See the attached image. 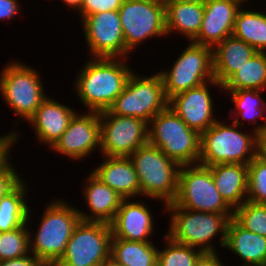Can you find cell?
<instances>
[{
  "label": "cell",
  "instance_id": "cell-14",
  "mask_svg": "<svg viewBox=\"0 0 266 266\" xmlns=\"http://www.w3.org/2000/svg\"><path fill=\"white\" fill-rule=\"evenodd\" d=\"M82 23L90 58H126V44L118 10L88 15Z\"/></svg>",
  "mask_w": 266,
  "mask_h": 266
},
{
  "label": "cell",
  "instance_id": "cell-44",
  "mask_svg": "<svg viewBox=\"0 0 266 266\" xmlns=\"http://www.w3.org/2000/svg\"><path fill=\"white\" fill-rule=\"evenodd\" d=\"M206 0H165V2L204 3Z\"/></svg>",
  "mask_w": 266,
  "mask_h": 266
},
{
  "label": "cell",
  "instance_id": "cell-33",
  "mask_svg": "<svg viewBox=\"0 0 266 266\" xmlns=\"http://www.w3.org/2000/svg\"><path fill=\"white\" fill-rule=\"evenodd\" d=\"M233 218L250 232L266 237V204L247 200L233 211Z\"/></svg>",
  "mask_w": 266,
  "mask_h": 266
},
{
  "label": "cell",
  "instance_id": "cell-2",
  "mask_svg": "<svg viewBox=\"0 0 266 266\" xmlns=\"http://www.w3.org/2000/svg\"><path fill=\"white\" fill-rule=\"evenodd\" d=\"M80 220L77 207L63 199L51 201L36 232L29 228V251L46 266H54L66 253L67 243Z\"/></svg>",
  "mask_w": 266,
  "mask_h": 266
},
{
  "label": "cell",
  "instance_id": "cell-41",
  "mask_svg": "<svg viewBox=\"0 0 266 266\" xmlns=\"http://www.w3.org/2000/svg\"><path fill=\"white\" fill-rule=\"evenodd\" d=\"M258 155L266 160V127L258 133Z\"/></svg>",
  "mask_w": 266,
  "mask_h": 266
},
{
  "label": "cell",
  "instance_id": "cell-37",
  "mask_svg": "<svg viewBox=\"0 0 266 266\" xmlns=\"http://www.w3.org/2000/svg\"><path fill=\"white\" fill-rule=\"evenodd\" d=\"M13 164L0 173V199L12 192L23 181Z\"/></svg>",
  "mask_w": 266,
  "mask_h": 266
},
{
  "label": "cell",
  "instance_id": "cell-38",
  "mask_svg": "<svg viewBox=\"0 0 266 266\" xmlns=\"http://www.w3.org/2000/svg\"><path fill=\"white\" fill-rule=\"evenodd\" d=\"M20 4L17 0H0V20H10L20 14Z\"/></svg>",
  "mask_w": 266,
  "mask_h": 266
},
{
  "label": "cell",
  "instance_id": "cell-16",
  "mask_svg": "<svg viewBox=\"0 0 266 266\" xmlns=\"http://www.w3.org/2000/svg\"><path fill=\"white\" fill-rule=\"evenodd\" d=\"M210 85L222 90V85L214 79L176 94L168 102V106L187 126L199 134H202L218 120L214 115V100L208 89Z\"/></svg>",
  "mask_w": 266,
  "mask_h": 266
},
{
  "label": "cell",
  "instance_id": "cell-23",
  "mask_svg": "<svg viewBox=\"0 0 266 266\" xmlns=\"http://www.w3.org/2000/svg\"><path fill=\"white\" fill-rule=\"evenodd\" d=\"M258 51L248 43L234 37L225 38L213 48L214 79L223 85Z\"/></svg>",
  "mask_w": 266,
  "mask_h": 266
},
{
  "label": "cell",
  "instance_id": "cell-39",
  "mask_svg": "<svg viewBox=\"0 0 266 266\" xmlns=\"http://www.w3.org/2000/svg\"><path fill=\"white\" fill-rule=\"evenodd\" d=\"M0 266H46V265L30 252L26 256L0 261Z\"/></svg>",
  "mask_w": 266,
  "mask_h": 266
},
{
  "label": "cell",
  "instance_id": "cell-4",
  "mask_svg": "<svg viewBox=\"0 0 266 266\" xmlns=\"http://www.w3.org/2000/svg\"><path fill=\"white\" fill-rule=\"evenodd\" d=\"M240 128L234 121L225 124L218 119L201 134L198 164L248 165L258 155V133L253 130L251 133L243 132Z\"/></svg>",
  "mask_w": 266,
  "mask_h": 266
},
{
  "label": "cell",
  "instance_id": "cell-25",
  "mask_svg": "<svg viewBox=\"0 0 266 266\" xmlns=\"http://www.w3.org/2000/svg\"><path fill=\"white\" fill-rule=\"evenodd\" d=\"M165 6L167 36L176 31L193 41L201 29L204 3L165 2Z\"/></svg>",
  "mask_w": 266,
  "mask_h": 266
},
{
  "label": "cell",
  "instance_id": "cell-12",
  "mask_svg": "<svg viewBox=\"0 0 266 266\" xmlns=\"http://www.w3.org/2000/svg\"><path fill=\"white\" fill-rule=\"evenodd\" d=\"M111 238L110 224L80 220L54 266H100L110 256Z\"/></svg>",
  "mask_w": 266,
  "mask_h": 266
},
{
  "label": "cell",
  "instance_id": "cell-5",
  "mask_svg": "<svg viewBox=\"0 0 266 266\" xmlns=\"http://www.w3.org/2000/svg\"><path fill=\"white\" fill-rule=\"evenodd\" d=\"M140 184L141 196L172 203L178 191L180 165L150 143L129 156Z\"/></svg>",
  "mask_w": 266,
  "mask_h": 266
},
{
  "label": "cell",
  "instance_id": "cell-35",
  "mask_svg": "<svg viewBox=\"0 0 266 266\" xmlns=\"http://www.w3.org/2000/svg\"><path fill=\"white\" fill-rule=\"evenodd\" d=\"M124 0H83L80 15V20L86 16L97 14L103 11H117L122 6Z\"/></svg>",
  "mask_w": 266,
  "mask_h": 266
},
{
  "label": "cell",
  "instance_id": "cell-7",
  "mask_svg": "<svg viewBox=\"0 0 266 266\" xmlns=\"http://www.w3.org/2000/svg\"><path fill=\"white\" fill-rule=\"evenodd\" d=\"M41 80L36 69L19 61H11L0 72L1 96L25 122L47 97Z\"/></svg>",
  "mask_w": 266,
  "mask_h": 266
},
{
  "label": "cell",
  "instance_id": "cell-31",
  "mask_svg": "<svg viewBox=\"0 0 266 266\" xmlns=\"http://www.w3.org/2000/svg\"><path fill=\"white\" fill-rule=\"evenodd\" d=\"M31 208H29L27 223L22 227L11 231L0 232V261L10 260L26 256L29 251V219H31ZM28 224V225H27Z\"/></svg>",
  "mask_w": 266,
  "mask_h": 266
},
{
  "label": "cell",
  "instance_id": "cell-32",
  "mask_svg": "<svg viewBox=\"0 0 266 266\" xmlns=\"http://www.w3.org/2000/svg\"><path fill=\"white\" fill-rule=\"evenodd\" d=\"M166 247L158 249L157 266H195L201 250L180 244L164 236Z\"/></svg>",
  "mask_w": 266,
  "mask_h": 266
},
{
  "label": "cell",
  "instance_id": "cell-21",
  "mask_svg": "<svg viewBox=\"0 0 266 266\" xmlns=\"http://www.w3.org/2000/svg\"><path fill=\"white\" fill-rule=\"evenodd\" d=\"M104 161L92 172L124 199L141 195L140 184L129 157L102 156Z\"/></svg>",
  "mask_w": 266,
  "mask_h": 266
},
{
  "label": "cell",
  "instance_id": "cell-11",
  "mask_svg": "<svg viewBox=\"0 0 266 266\" xmlns=\"http://www.w3.org/2000/svg\"><path fill=\"white\" fill-rule=\"evenodd\" d=\"M118 12L126 44V58L146 39L167 36L165 2L124 0Z\"/></svg>",
  "mask_w": 266,
  "mask_h": 266
},
{
  "label": "cell",
  "instance_id": "cell-28",
  "mask_svg": "<svg viewBox=\"0 0 266 266\" xmlns=\"http://www.w3.org/2000/svg\"><path fill=\"white\" fill-rule=\"evenodd\" d=\"M266 90V52H257L223 85L222 90Z\"/></svg>",
  "mask_w": 266,
  "mask_h": 266
},
{
  "label": "cell",
  "instance_id": "cell-20",
  "mask_svg": "<svg viewBox=\"0 0 266 266\" xmlns=\"http://www.w3.org/2000/svg\"><path fill=\"white\" fill-rule=\"evenodd\" d=\"M85 179L84 182L87 184L83 187V198H85L87 209L90 212L87 214L78 209L80 219L110 224L124 198L104 184L93 172Z\"/></svg>",
  "mask_w": 266,
  "mask_h": 266
},
{
  "label": "cell",
  "instance_id": "cell-29",
  "mask_svg": "<svg viewBox=\"0 0 266 266\" xmlns=\"http://www.w3.org/2000/svg\"><path fill=\"white\" fill-rule=\"evenodd\" d=\"M232 35L248 43L258 52H266V16L264 12L240 8L235 17Z\"/></svg>",
  "mask_w": 266,
  "mask_h": 266
},
{
  "label": "cell",
  "instance_id": "cell-45",
  "mask_svg": "<svg viewBox=\"0 0 266 266\" xmlns=\"http://www.w3.org/2000/svg\"><path fill=\"white\" fill-rule=\"evenodd\" d=\"M242 5L244 4V3H247L246 1H249V0H238Z\"/></svg>",
  "mask_w": 266,
  "mask_h": 266
},
{
  "label": "cell",
  "instance_id": "cell-42",
  "mask_svg": "<svg viewBox=\"0 0 266 266\" xmlns=\"http://www.w3.org/2000/svg\"><path fill=\"white\" fill-rule=\"evenodd\" d=\"M63 4H65L68 8H72L73 11L79 13L81 11L83 0H60Z\"/></svg>",
  "mask_w": 266,
  "mask_h": 266
},
{
  "label": "cell",
  "instance_id": "cell-10",
  "mask_svg": "<svg viewBox=\"0 0 266 266\" xmlns=\"http://www.w3.org/2000/svg\"><path fill=\"white\" fill-rule=\"evenodd\" d=\"M188 44L169 71H158L168 100L176 94L214 80L213 49L192 41Z\"/></svg>",
  "mask_w": 266,
  "mask_h": 266
},
{
  "label": "cell",
  "instance_id": "cell-36",
  "mask_svg": "<svg viewBox=\"0 0 266 266\" xmlns=\"http://www.w3.org/2000/svg\"><path fill=\"white\" fill-rule=\"evenodd\" d=\"M20 136L15 130L0 136V173L6 171L12 165L9 162L11 160L9 159L11 156L10 152L15 144H17Z\"/></svg>",
  "mask_w": 266,
  "mask_h": 266
},
{
  "label": "cell",
  "instance_id": "cell-17",
  "mask_svg": "<svg viewBox=\"0 0 266 266\" xmlns=\"http://www.w3.org/2000/svg\"><path fill=\"white\" fill-rule=\"evenodd\" d=\"M243 6L238 0H206L201 29L192 42L213 49L233 34L236 14Z\"/></svg>",
  "mask_w": 266,
  "mask_h": 266
},
{
  "label": "cell",
  "instance_id": "cell-9",
  "mask_svg": "<svg viewBox=\"0 0 266 266\" xmlns=\"http://www.w3.org/2000/svg\"><path fill=\"white\" fill-rule=\"evenodd\" d=\"M173 203L188 210L233 215L214 185L211 170L200 164L180 166Z\"/></svg>",
  "mask_w": 266,
  "mask_h": 266
},
{
  "label": "cell",
  "instance_id": "cell-18",
  "mask_svg": "<svg viewBox=\"0 0 266 266\" xmlns=\"http://www.w3.org/2000/svg\"><path fill=\"white\" fill-rule=\"evenodd\" d=\"M146 204L143 201L124 199L110 223L112 238L152 242L148 237L154 234V216Z\"/></svg>",
  "mask_w": 266,
  "mask_h": 266
},
{
  "label": "cell",
  "instance_id": "cell-15",
  "mask_svg": "<svg viewBox=\"0 0 266 266\" xmlns=\"http://www.w3.org/2000/svg\"><path fill=\"white\" fill-rule=\"evenodd\" d=\"M51 149L76 161L84 160L96 149L100 150L99 112H76L66 131Z\"/></svg>",
  "mask_w": 266,
  "mask_h": 266
},
{
  "label": "cell",
  "instance_id": "cell-22",
  "mask_svg": "<svg viewBox=\"0 0 266 266\" xmlns=\"http://www.w3.org/2000/svg\"><path fill=\"white\" fill-rule=\"evenodd\" d=\"M207 167L217 191L233 211L247 201L248 165L227 163Z\"/></svg>",
  "mask_w": 266,
  "mask_h": 266
},
{
  "label": "cell",
  "instance_id": "cell-27",
  "mask_svg": "<svg viewBox=\"0 0 266 266\" xmlns=\"http://www.w3.org/2000/svg\"><path fill=\"white\" fill-rule=\"evenodd\" d=\"M158 248L153 242L111 238L110 256L123 266H157Z\"/></svg>",
  "mask_w": 266,
  "mask_h": 266
},
{
  "label": "cell",
  "instance_id": "cell-43",
  "mask_svg": "<svg viewBox=\"0 0 266 266\" xmlns=\"http://www.w3.org/2000/svg\"><path fill=\"white\" fill-rule=\"evenodd\" d=\"M100 266H123L120 262L116 261L113 257L109 256Z\"/></svg>",
  "mask_w": 266,
  "mask_h": 266
},
{
  "label": "cell",
  "instance_id": "cell-26",
  "mask_svg": "<svg viewBox=\"0 0 266 266\" xmlns=\"http://www.w3.org/2000/svg\"><path fill=\"white\" fill-rule=\"evenodd\" d=\"M228 94L232 97L233 104L235 105L234 111L230 110L229 116L233 119L234 123L237 125H241V121H239V118H241L244 123L245 120L248 121V123H253L254 125L261 118L262 120L266 119V100L261 97L262 91L260 90H251V89H245V90H234V91H226ZM236 110V111H235ZM233 114V115H230ZM236 115H235V114ZM257 126H253V130L256 133H260L265 127H266V121L262 124H256Z\"/></svg>",
  "mask_w": 266,
  "mask_h": 266
},
{
  "label": "cell",
  "instance_id": "cell-1",
  "mask_svg": "<svg viewBox=\"0 0 266 266\" xmlns=\"http://www.w3.org/2000/svg\"><path fill=\"white\" fill-rule=\"evenodd\" d=\"M77 73L74 90L87 111L108 110L133 73L127 58H89ZM125 60V61H124Z\"/></svg>",
  "mask_w": 266,
  "mask_h": 266
},
{
  "label": "cell",
  "instance_id": "cell-19",
  "mask_svg": "<svg viewBox=\"0 0 266 266\" xmlns=\"http://www.w3.org/2000/svg\"><path fill=\"white\" fill-rule=\"evenodd\" d=\"M76 112L47 95L27 123L35 130L36 139L52 148L66 131Z\"/></svg>",
  "mask_w": 266,
  "mask_h": 266
},
{
  "label": "cell",
  "instance_id": "cell-3",
  "mask_svg": "<svg viewBox=\"0 0 266 266\" xmlns=\"http://www.w3.org/2000/svg\"><path fill=\"white\" fill-rule=\"evenodd\" d=\"M164 212L170 214L167 236L174 242L197 248L202 252H216L213 243L218 236V244L224 248L227 228L233 215L206 213L176 206L173 202L163 205Z\"/></svg>",
  "mask_w": 266,
  "mask_h": 266
},
{
  "label": "cell",
  "instance_id": "cell-8",
  "mask_svg": "<svg viewBox=\"0 0 266 266\" xmlns=\"http://www.w3.org/2000/svg\"><path fill=\"white\" fill-rule=\"evenodd\" d=\"M134 72L108 110L112 114L135 117L149 124L157 113L168 107L169 100L159 73L143 77Z\"/></svg>",
  "mask_w": 266,
  "mask_h": 266
},
{
  "label": "cell",
  "instance_id": "cell-13",
  "mask_svg": "<svg viewBox=\"0 0 266 266\" xmlns=\"http://www.w3.org/2000/svg\"><path fill=\"white\" fill-rule=\"evenodd\" d=\"M102 156L129 157L148 143V124L141 119L99 112Z\"/></svg>",
  "mask_w": 266,
  "mask_h": 266
},
{
  "label": "cell",
  "instance_id": "cell-6",
  "mask_svg": "<svg viewBox=\"0 0 266 266\" xmlns=\"http://www.w3.org/2000/svg\"><path fill=\"white\" fill-rule=\"evenodd\" d=\"M200 142L201 134L190 129L169 106L148 124V143L180 166L198 164Z\"/></svg>",
  "mask_w": 266,
  "mask_h": 266
},
{
  "label": "cell",
  "instance_id": "cell-40",
  "mask_svg": "<svg viewBox=\"0 0 266 266\" xmlns=\"http://www.w3.org/2000/svg\"><path fill=\"white\" fill-rule=\"evenodd\" d=\"M218 252H203L197 259L195 266H224Z\"/></svg>",
  "mask_w": 266,
  "mask_h": 266
},
{
  "label": "cell",
  "instance_id": "cell-46",
  "mask_svg": "<svg viewBox=\"0 0 266 266\" xmlns=\"http://www.w3.org/2000/svg\"><path fill=\"white\" fill-rule=\"evenodd\" d=\"M150 1H154V2H165V0H150Z\"/></svg>",
  "mask_w": 266,
  "mask_h": 266
},
{
  "label": "cell",
  "instance_id": "cell-24",
  "mask_svg": "<svg viewBox=\"0 0 266 266\" xmlns=\"http://www.w3.org/2000/svg\"><path fill=\"white\" fill-rule=\"evenodd\" d=\"M224 248L241 258V266H266V237L250 232L234 218L229 222Z\"/></svg>",
  "mask_w": 266,
  "mask_h": 266
},
{
  "label": "cell",
  "instance_id": "cell-34",
  "mask_svg": "<svg viewBox=\"0 0 266 266\" xmlns=\"http://www.w3.org/2000/svg\"><path fill=\"white\" fill-rule=\"evenodd\" d=\"M247 200L266 204V160L260 155L248 164Z\"/></svg>",
  "mask_w": 266,
  "mask_h": 266
},
{
  "label": "cell",
  "instance_id": "cell-30",
  "mask_svg": "<svg viewBox=\"0 0 266 266\" xmlns=\"http://www.w3.org/2000/svg\"><path fill=\"white\" fill-rule=\"evenodd\" d=\"M23 180L12 192L0 199V232L11 231L27 223V183Z\"/></svg>",
  "mask_w": 266,
  "mask_h": 266
}]
</instances>
